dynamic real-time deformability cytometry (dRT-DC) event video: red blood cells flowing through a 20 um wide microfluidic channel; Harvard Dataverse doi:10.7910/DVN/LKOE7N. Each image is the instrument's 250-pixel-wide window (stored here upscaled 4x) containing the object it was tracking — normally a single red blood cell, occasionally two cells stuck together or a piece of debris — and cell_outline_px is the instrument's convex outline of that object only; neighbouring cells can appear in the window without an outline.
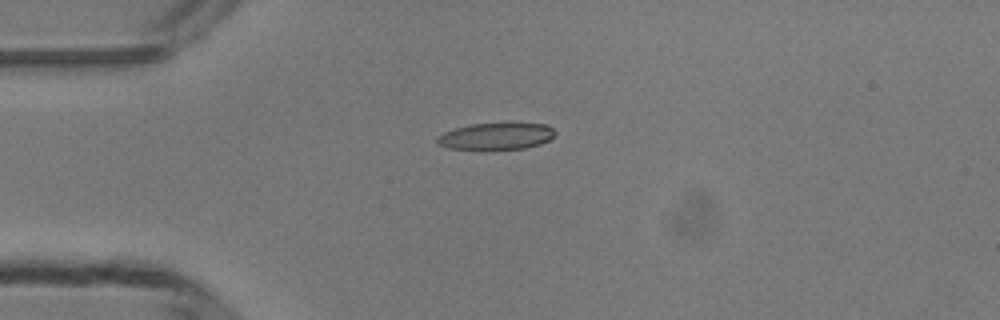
{"species": "common noctule bat (a hibernating species)", "species_latin": "Nyctalus noctula", "temperature_condition": "room temperature", "stored_images_in_passage": 38, "camera_frame_rate_fps": 3000, "um_per_image_px": 0.085, "animal": {"sex": "male", "body_mass_g": 13.3}, "frame": {"image": 1, "passage_image": 1, "time_ms": 0.0, "image_size_px": [1000, 320], "cell_outline_px": [[556, 136], [540, 144], [524, 148], [448, 148], [440, 144], [436, 140], [436, 136], [444, 132], [456, 128], [472, 124], [508, 120], [512, 120], [548, 124], [556, 132]], "centroid_in_image_um": [42.28, 11.49], "position_along_channel_um": 42.7, "area_um2": 18.96}}
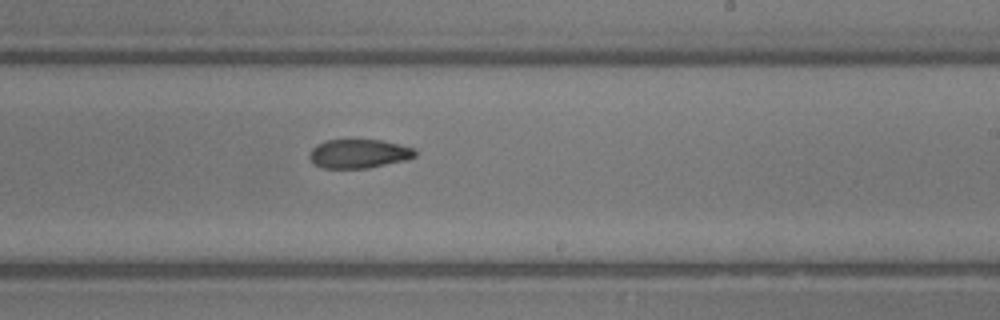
{"frame": {"image": 2, "passage_image": 18, "time_ms": 5.667, "image_size_px": [1000, 320], "cell_outline_px": [[416, 156], [408, 160], [368, 168], [320, 168], [312, 164], [308, 156], [312, 148], [316, 144], [328, 140], [384, 140], [416, 148]], "centroid_in_image_um": [30.51, 13.07], "position_along_channel_um": 258.5, "area_um2": 18.15}}
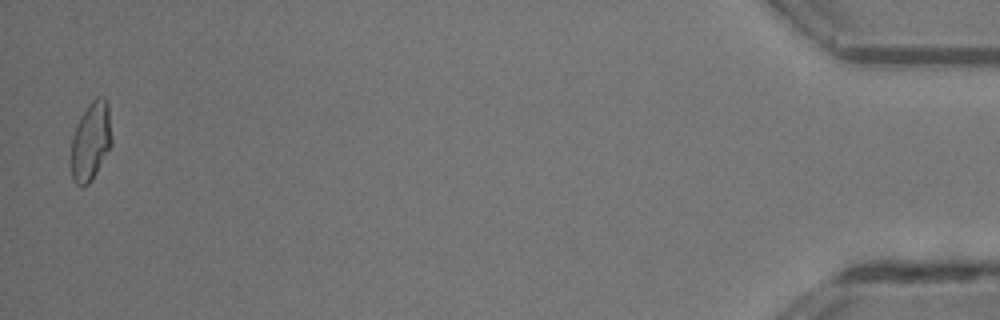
{"frame": {"image": 3, "passage_image": 37, "time_ms": 12.0, "image_size_px": [1000, 320], "cell_outline_px": [[112, 144], [96, 172], [88, 184], [80, 188], [72, 180], [68, 160], [72, 136], [80, 116], [88, 104], [96, 96], [104, 96], [108, 104], [112, 136]], "centroid_in_image_um": [7.67, 12.02], "position_along_channel_um": 427.5, "area_um2": 19.25}, "authors_computed_cell_mechanics": {"area_um2": 18.6116, "velocity_mm_per_s": 4.195, "shape_relaxation_time_tau1_ms": 7.4035, "shape_relaxation_time_tau2_ms": 3.0787, "deformation_change_tau1": 0.2149, "deformation_change_tau2": 0.085}}